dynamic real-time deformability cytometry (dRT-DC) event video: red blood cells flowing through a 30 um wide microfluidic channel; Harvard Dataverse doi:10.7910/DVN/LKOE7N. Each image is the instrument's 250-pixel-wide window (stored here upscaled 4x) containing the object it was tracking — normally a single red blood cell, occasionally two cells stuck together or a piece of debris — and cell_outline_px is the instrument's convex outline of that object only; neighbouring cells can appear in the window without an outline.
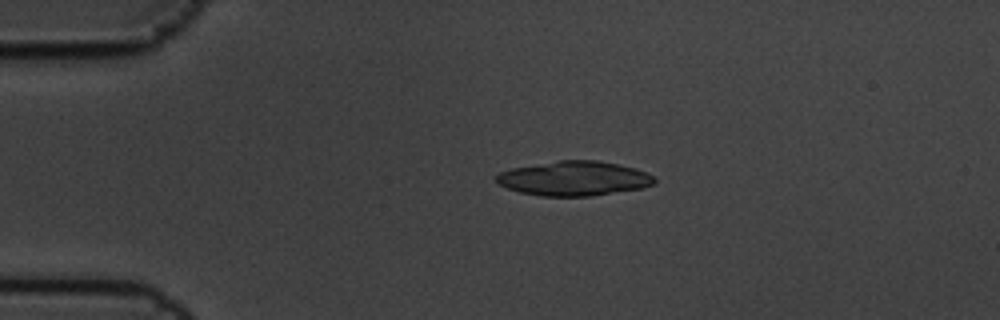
{"species": "common noctule bat (a hibernating species)", "species_latin": "Nyctalus noctula", "temperature_condition": "cold", "stored_images_in_passage": 3, "camera_frame_rate_fps": 3000, "um_per_image_px": 0.085, "animal": {"sex": "male", "body_mass_g": 19.5, "forearm_length_mm": 54.6}, "frame": {"image": 1, "passage_image": 2, "time_ms": 0.333, "image_size_px": [1000, 320], "cell_outline_px": [[656, 180], [652, 184], [644, 188], [592, 196], [540, 196], [520, 192], [508, 188], [500, 184], [496, 180], [496, 176], [500, 172], [512, 168], [560, 160], [600, 160], [636, 168], [652, 176]], "centroid_in_image_um": [48.81, 15.17], "position_along_channel_um": 36.2, "area_um2": 31.73}}